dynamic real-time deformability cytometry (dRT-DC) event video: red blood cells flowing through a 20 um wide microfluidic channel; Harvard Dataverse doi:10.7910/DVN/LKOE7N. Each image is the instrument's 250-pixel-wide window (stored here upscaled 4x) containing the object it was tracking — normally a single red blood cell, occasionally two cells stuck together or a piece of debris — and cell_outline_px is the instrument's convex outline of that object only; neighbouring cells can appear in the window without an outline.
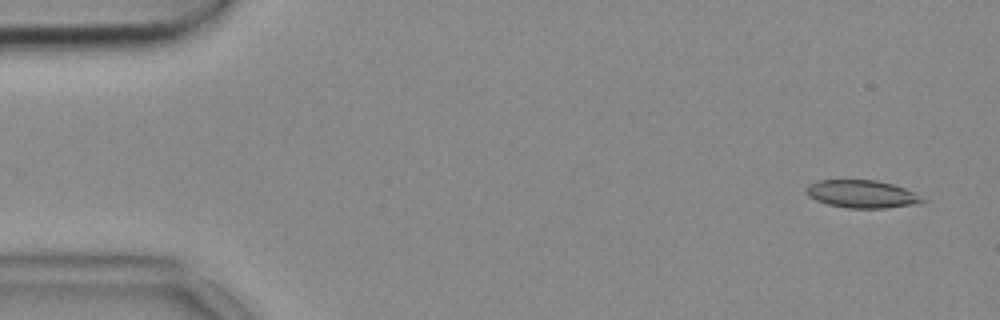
{"species": "common noctule bat (a hibernating species)", "species_latin": "Nyctalus noctula", "temperature_condition": "cold", "stored_images_in_passage": 53, "camera_frame_rate_fps": 3000, "um_per_image_px": 0.085, "animal": {"sex": "female", "body_mass_g": 18.4}, "frame": {"image": 1, "passage_image": 3, "time_ms": 0.667, "image_size_px": [1000, 320], "cell_outline_px": [[928, 200], [912, 204], [884, 208], [848, 208], [828, 204], [816, 200], [808, 196], [804, 192], [804, 188], [808, 184], [816, 180], [876, 180], [892, 184], [904, 188]], "centroid_in_image_um": [73.18, 16.48], "position_along_channel_um": 11.8, "area_um2": 18.73}}
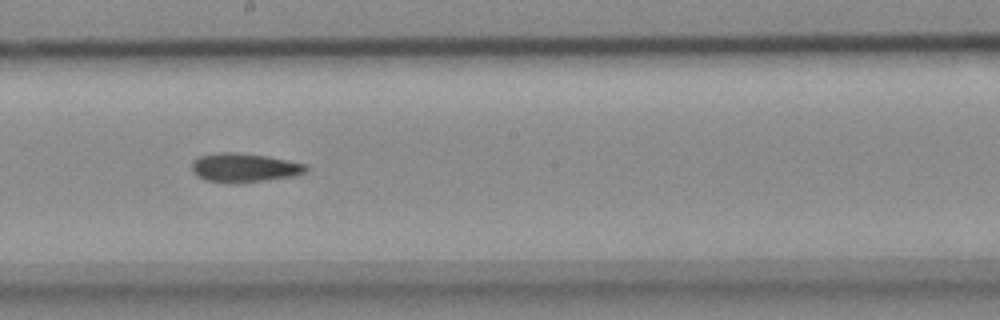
{"frame": {"image": 2, "passage_image": 29, "time_ms": 9.333, "image_size_px": [1000, 320], "cell_outline_px": [[308, 168], [304, 172], [292, 176], [264, 180], [232, 184], [204, 180], [196, 176], [192, 172], [192, 160], [200, 156], [220, 152], [236, 152], [268, 156], [308, 164]], "centroid_in_image_um": [20.72, 14.25], "position_along_channel_um": 227.5, "area_um2": 19.42}}
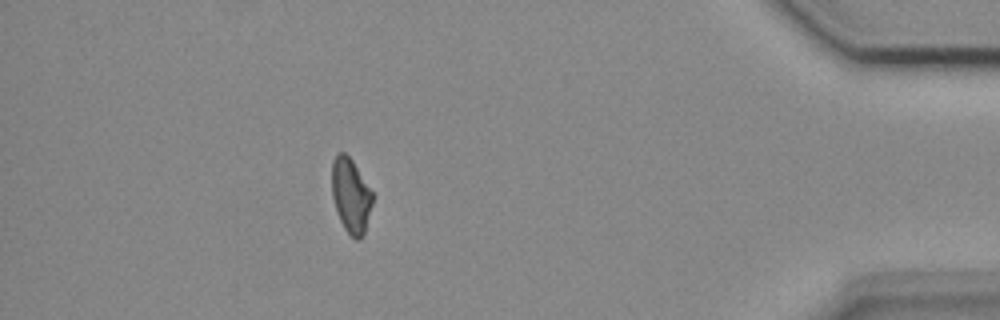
{"frame": {"image": 3, "passage_image": 47, "time_ms": 15.333, "image_size_px": [1000, 320], "cell_outline_px": [[372, 204], [364, 232], [360, 240], [356, 240], [344, 228], [340, 220], [332, 196], [332, 160], [340, 152], [344, 152], [352, 160], [372, 192]], "centroid_in_image_um": [29.81, 16.62], "position_along_channel_um": 405.4, "area_um2": 17.28}}